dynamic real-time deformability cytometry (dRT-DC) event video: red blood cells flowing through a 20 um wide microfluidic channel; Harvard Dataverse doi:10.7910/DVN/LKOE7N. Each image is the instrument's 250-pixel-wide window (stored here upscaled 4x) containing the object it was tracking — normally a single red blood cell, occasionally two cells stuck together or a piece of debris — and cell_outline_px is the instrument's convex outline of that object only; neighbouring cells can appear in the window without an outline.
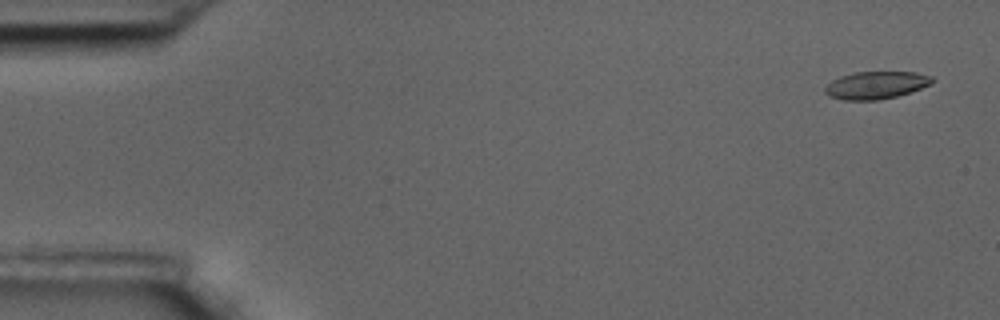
{"species": "common noctule bat (a hibernating species)", "species_latin": "Nyctalus noctula", "temperature_condition": "room temperature", "stored_images_in_passage": 59, "camera_frame_rate_fps": 3000, "um_per_image_px": 0.085, "animal": {"sex": "male", "body_mass_g": 17.5, "forearm_length_mm": 52.3}, "frame": {"image": 1, "passage_image": 3, "time_ms": 0.667, "image_size_px": [1000, 320], "cell_outline_px": [[936, 80], [932, 84], [896, 96], [876, 100], [844, 100], [828, 96], [824, 92], [824, 88], [832, 80], [840, 76], [852, 72], [916, 72], [932, 76]], "centroid_in_image_um": [74.45, 7.23], "position_along_channel_um": 10.5, "area_um2": 17.22}}
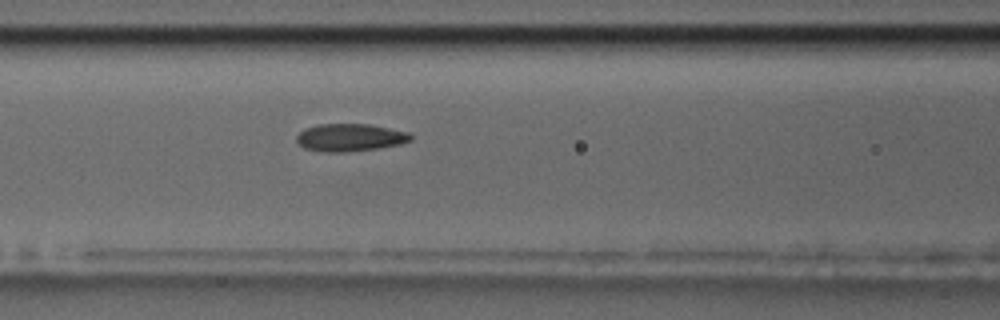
{"frame": {"image": 2, "passage_image": 25, "time_ms": 8.0, "image_size_px": [1000, 320], "cell_outline_px": [[412, 140], [400, 144], [380, 148], [344, 152], [320, 152], [304, 148], [296, 140], [296, 136], [304, 128], [316, 124], [368, 124], [408, 132], [412, 136]], "centroid_in_image_um": [29.72, 11.69], "position_along_channel_um": 136.9, "area_um2": 18.44}}
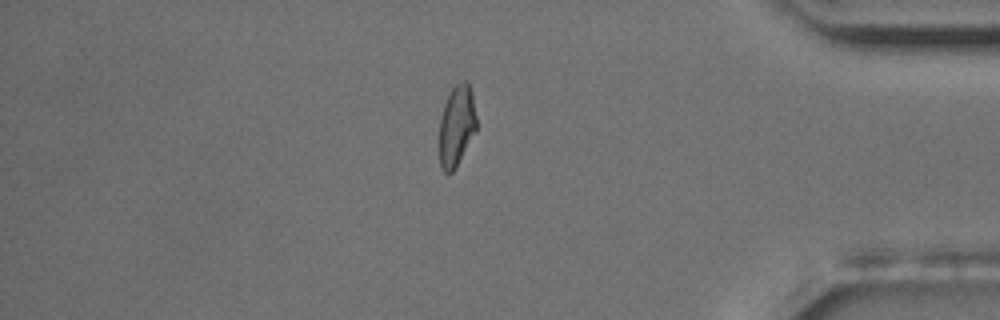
{"frame": {"image": 3, "passage_image": 50, "time_ms": 16.333, "image_size_px": [1000, 320], "cell_outline_px": [[476, 128], [456, 168], [452, 172], [444, 172], [440, 164], [440, 116], [444, 104], [452, 88], [460, 80], [468, 80], [472, 92], [476, 116]], "centroid_in_image_um": [38.81, 10.64], "position_along_channel_um": 396.4, "area_um2": 17.4}, "authors_computed_cell_mechanics": {"area_um2": 18.207, "velocity_mm_per_s": 3.4912, "shape_relaxation_time_tau1_ms": null, "shape_relaxation_time_tau2_ms": 2.0232, "deformation_change_tau1": null, "deformation_change_tau2": 0.0829}}